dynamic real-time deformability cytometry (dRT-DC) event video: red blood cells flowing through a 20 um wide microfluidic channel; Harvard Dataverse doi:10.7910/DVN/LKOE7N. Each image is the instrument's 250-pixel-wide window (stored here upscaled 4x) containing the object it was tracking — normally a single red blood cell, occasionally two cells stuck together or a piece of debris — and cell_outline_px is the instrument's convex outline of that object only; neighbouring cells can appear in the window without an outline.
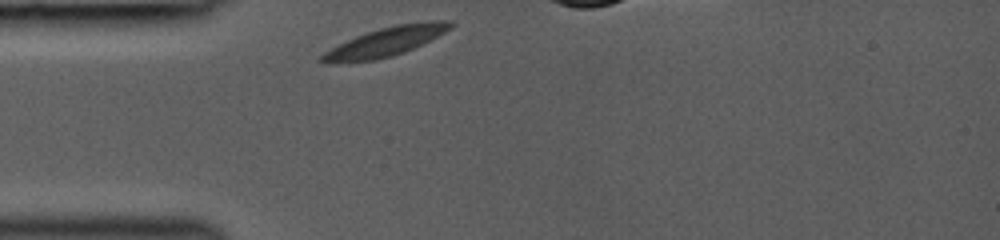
{"species": "common noctule bat (a hibernating species)", "species_latin": "Nyctalus noctula", "temperature_condition": "room temperature", "stored_images_in_passage": 15, "camera_frame_rate_fps": 3000, "um_per_image_px": 0.085, "animal": {"sex": "female", "body_mass_g": 19.0, "forearm_length_mm": 53.3}, "frame": {"image": 1, "passage_image": 1, "time_ms": 0.0, "image_size_px": [1000, 240], "cell_outline_px": [[456, 24], [452, 28], [404, 52], [392, 56], [376, 60], [336, 64], [328, 64], [320, 60], [320, 56], [324, 52], [356, 36], [380, 28], [396, 24], [432, 20], [452, 20]], "centroid_in_image_um": [32.78, 3.55], "position_along_channel_um": 52.2, "area_um2": 21.68}}
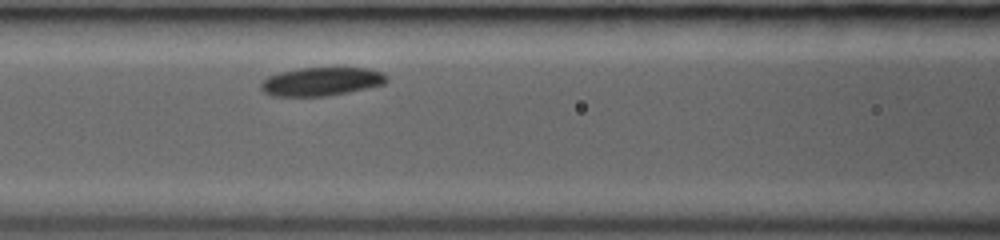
{"frame": {"image": 2, "passage_image": 6, "time_ms": 2.333, "image_size_px": [1000, 240], "cell_outline_px": [[388, 80], [384, 84], [348, 92], [328, 96], [272, 96], [264, 92], [260, 88], [260, 84], [268, 76], [280, 72], [300, 68], [368, 68], [384, 72], [388, 76]], "centroid_in_image_um": [27.33, 6.93], "position_along_channel_um": 139.3, "area_um2": 20.92}}
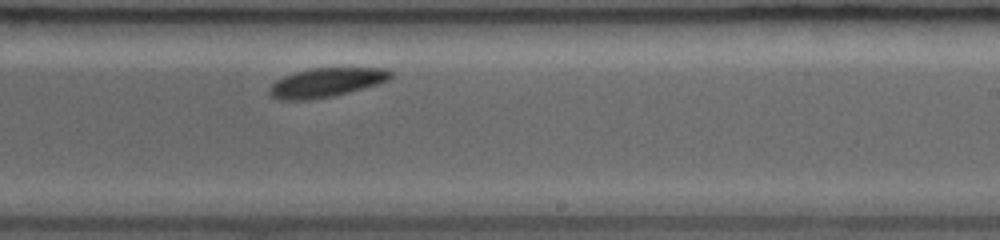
{"frame": {"image": 3, "passage_image": 14, "time_ms": 5.333, "image_size_px": [1000, 240], "cell_outline_px": [[392, 76], [388, 80], [380, 84], [332, 96], [312, 100], [276, 100], [268, 92], [268, 88], [276, 80], [284, 76], [308, 68], [388, 68], [392, 72]], "centroid_in_image_um": [27.72, 7.02], "position_along_channel_um": 261.3, "area_um2": 20.75}}